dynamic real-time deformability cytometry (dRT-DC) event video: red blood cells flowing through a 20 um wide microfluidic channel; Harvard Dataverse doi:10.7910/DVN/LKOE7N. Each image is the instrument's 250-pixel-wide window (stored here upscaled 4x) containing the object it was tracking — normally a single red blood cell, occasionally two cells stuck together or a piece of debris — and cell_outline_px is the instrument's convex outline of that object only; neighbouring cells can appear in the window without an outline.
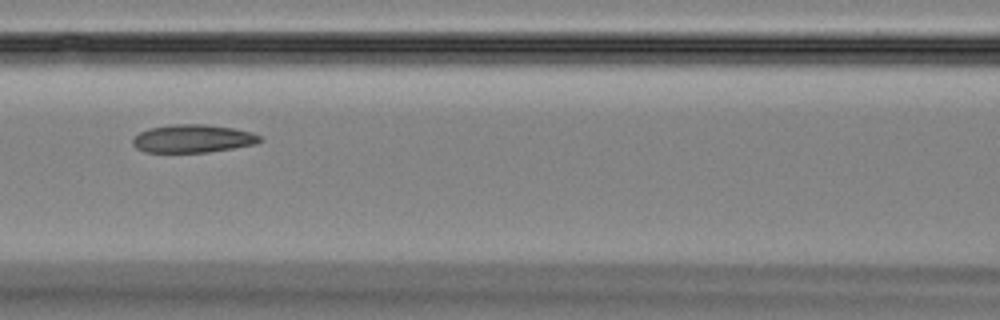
{"species": "Egyptian fruit bat (a non-hibernating species)", "species_latin": "Rousettus aegyptiacus", "temperature_condition": "room temperature", "stored_images_in_passage": 50, "camera_frame_rate_fps": 3000, "um_per_image_px": 0.085, "animal": {"sex": "female"}, "frame": {"image": 1, "passage_image": 22, "time_ms": 7.0, "image_size_px": [1000, 320], "cell_outline_px": [[264, 140], [256, 144], [208, 152], [144, 152], [136, 148], [132, 144], [132, 140], [140, 132], [148, 128], [172, 124], [204, 124], [232, 128], [252, 132], [260, 136]], "centroid_in_image_um": [16.39, 11.78], "position_along_channel_um": 150.2, "area_um2": 20.81}}
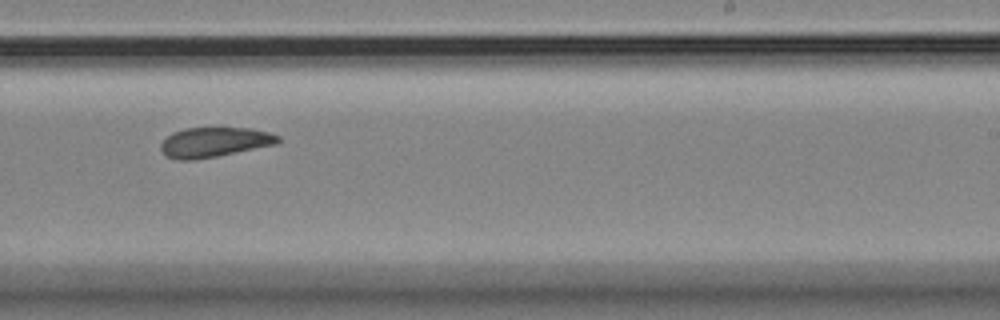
{"frame": {"image": 2, "passage_image": 31, "time_ms": 10.0, "image_size_px": [1000, 320], "cell_outline_px": [[280, 140], [276, 144], [216, 156], [192, 160], [176, 160], [168, 156], [160, 148], [160, 144], [172, 132], [184, 128], [252, 128], [268, 132], [280, 136]], "centroid_in_image_um": [18.21, 12.07], "position_along_channel_um": 270.8, "area_um2": 20.17}}
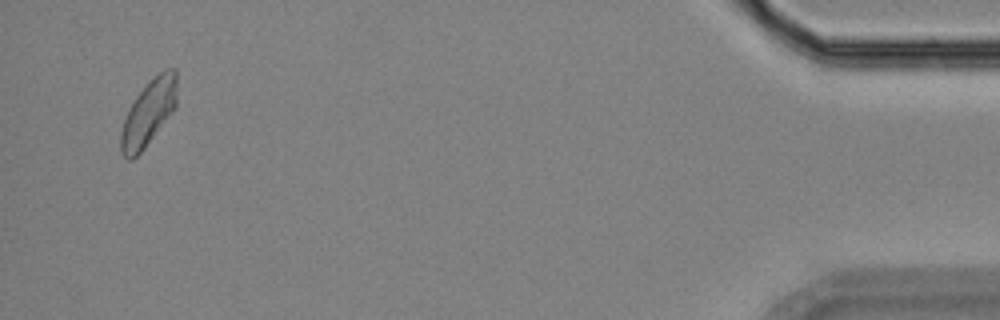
{"frame": {"image": 3, "passage_image": 48, "time_ms": 15.667, "image_size_px": [1000, 320], "cell_outline_px": [[176, 108], [144, 148], [132, 160], [128, 160], [120, 152], [120, 132], [128, 108], [136, 96], [164, 68], [176, 68]], "centroid_in_image_um": [12.62, 9.61], "position_along_channel_um": 422.6, "area_um2": 21.27}}